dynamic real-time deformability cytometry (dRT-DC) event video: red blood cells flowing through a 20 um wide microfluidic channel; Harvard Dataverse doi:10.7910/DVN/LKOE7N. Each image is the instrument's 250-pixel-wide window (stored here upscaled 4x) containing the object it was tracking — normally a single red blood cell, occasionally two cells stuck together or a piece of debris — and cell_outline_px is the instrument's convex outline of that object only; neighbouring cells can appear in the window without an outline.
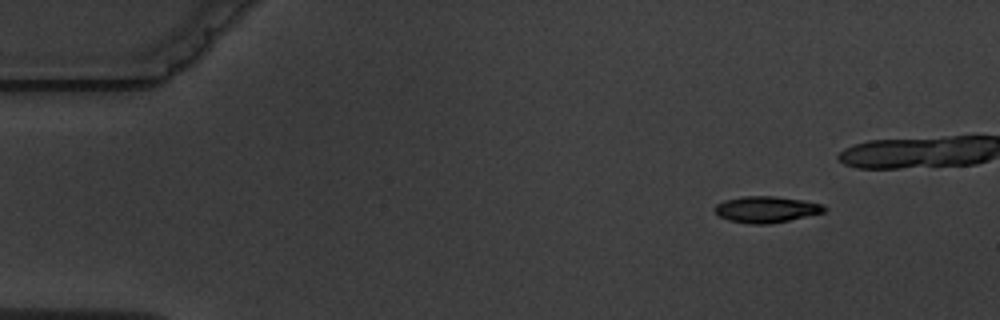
{"species": "common noctule bat (a hibernating species)", "species_latin": "Nyctalus noctula", "temperature_condition": "warm", "stored_images_in_passage": 5, "camera_frame_rate_fps": 3000, "um_per_image_px": 0.085, "animal": {"sex": "male", "body_mass_g": 19.5, "forearm_length_mm": 54.6}, "frame": {"image": 1, "passage_image": 2, "time_ms": 1.0, "image_size_px": [1000, 320], "cell_outline_px": [[828, 208], [824, 212], [788, 220], [768, 224], [752, 224], [728, 220], [720, 216], [712, 208], [716, 204], [724, 200], [744, 196], [772, 196], [800, 200], [824, 204]], "centroid_in_image_um": [65.11, 17.79], "position_along_channel_um": 19.9, "area_um2": 16.65}}